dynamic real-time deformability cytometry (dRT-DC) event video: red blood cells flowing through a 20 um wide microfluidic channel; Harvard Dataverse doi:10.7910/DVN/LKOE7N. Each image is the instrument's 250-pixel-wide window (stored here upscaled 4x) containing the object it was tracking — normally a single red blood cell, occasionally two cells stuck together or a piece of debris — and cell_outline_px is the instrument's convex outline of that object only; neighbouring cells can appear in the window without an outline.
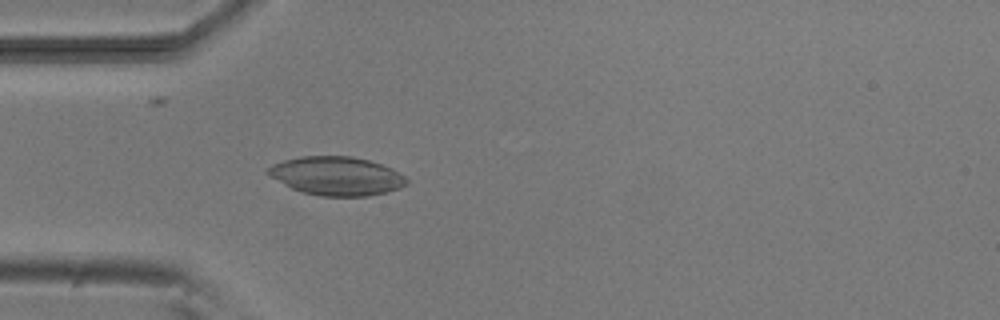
{"species": "common noctule bat (a hibernating species)", "species_latin": "Nyctalus noctula", "temperature_condition": "room temperature", "stored_images_in_passage": 5, "camera_frame_rate_fps": 3000, "um_per_image_px": 0.085, "animal": {"sex": "male", "body_mass_g": 20.5, "forearm_length_mm": 52.5}, "frame": {"image": 1, "passage_image": 5, "time_ms": 4.667, "image_size_px": [1000, 320], "cell_outline_px": [[408, 184], [400, 188], [388, 192], [368, 196], [320, 196], [304, 192], [292, 188], [268, 176], [264, 172], [272, 164], [284, 160], [300, 156], [352, 156], [368, 160], [392, 168], [404, 176], [408, 180]], "centroid_in_image_um": [28.6, 14.96], "position_along_channel_um": 56.4, "area_um2": 31.33}}